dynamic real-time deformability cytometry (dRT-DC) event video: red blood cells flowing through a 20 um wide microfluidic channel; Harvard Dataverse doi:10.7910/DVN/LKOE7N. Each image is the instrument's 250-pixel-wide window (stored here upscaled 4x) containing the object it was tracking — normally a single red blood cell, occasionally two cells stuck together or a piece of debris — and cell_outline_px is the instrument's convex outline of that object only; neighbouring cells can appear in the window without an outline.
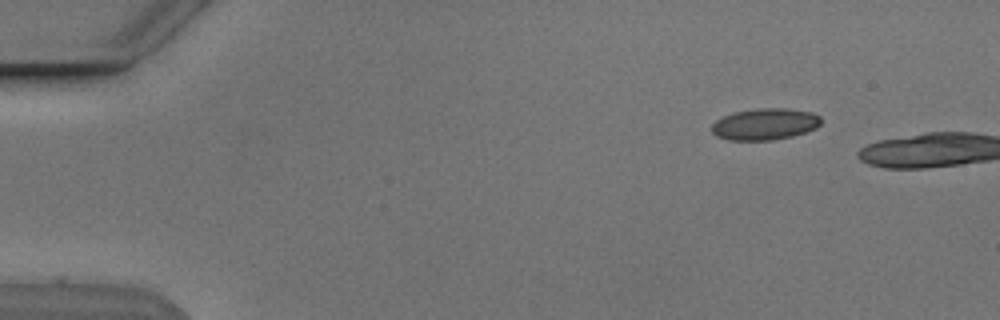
{"species": "Egyptian fruit bat (a non-hibernating species)", "species_latin": "Rousettus aegyptiacus", "temperature_condition": "cold", "stored_images_in_passage": 5, "camera_frame_rate_fps": 3000, "um_per_image_px": 0.085, "animal": {"sex": "male"}, "frame": {"image": 1, "passage_image": 1, "time_ms": 0.0, "image_size_px": [1000, 320], "cell_outline_px": [[820, 124], [816, 128], [792, 136], [772, 140], [728, 140], [716, 136], [712, 132], [712, 124], [716, 120], [732, 112], [756, 108], [784, 108], [812, 112], [820, 116]], "centroid_in_image_um": [64.99, 10.54], "position_along_channel_um": 20.0, "area_um2": 20.11}}